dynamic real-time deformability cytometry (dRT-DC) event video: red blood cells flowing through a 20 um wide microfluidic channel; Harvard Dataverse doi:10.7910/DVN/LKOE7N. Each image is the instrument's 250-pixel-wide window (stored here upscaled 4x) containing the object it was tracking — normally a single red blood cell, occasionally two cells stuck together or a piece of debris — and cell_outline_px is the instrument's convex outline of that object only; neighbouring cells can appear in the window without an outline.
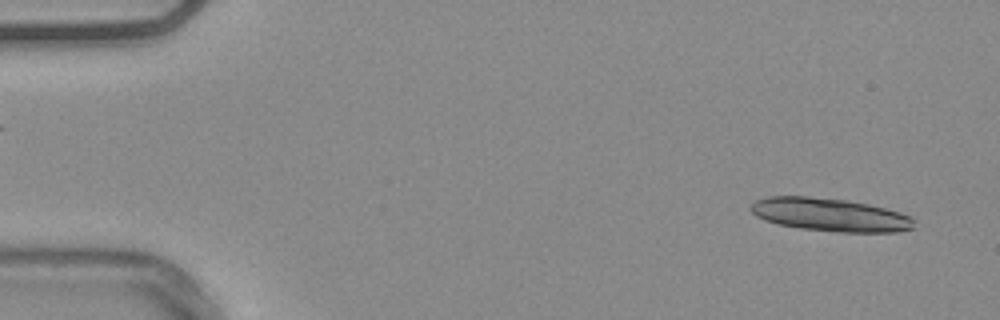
{"species": "common noctule bat (a hibernating species)", "species_latin": "Nyctalus noctula", "temperature_condition": "warm", "stored_images_in_passage": 14, "camera_frame_rate_fps": 3000, "um_per_image_px": 0.085, "animal": {"sex": "male", "body_mass_g": 20.4}, "frame": {"image": 1, "passage_image": 1, "time_ms": 0.0, "image_size_px": [1000, 320], "cell_outline_px": [[912, 228], [896, 232], [836, 232], [800, 228], [780, 224], [764, 220], [756, 216], [748, 208], [756, 200], [768, 196], [808, 196], [848, 200], [868, 204], [900, 212], [912, 216]], "centroid_in_image_um": [70.52, 18.24], "position_along_channel_um": 14.5, "area_um2": 31.5}}